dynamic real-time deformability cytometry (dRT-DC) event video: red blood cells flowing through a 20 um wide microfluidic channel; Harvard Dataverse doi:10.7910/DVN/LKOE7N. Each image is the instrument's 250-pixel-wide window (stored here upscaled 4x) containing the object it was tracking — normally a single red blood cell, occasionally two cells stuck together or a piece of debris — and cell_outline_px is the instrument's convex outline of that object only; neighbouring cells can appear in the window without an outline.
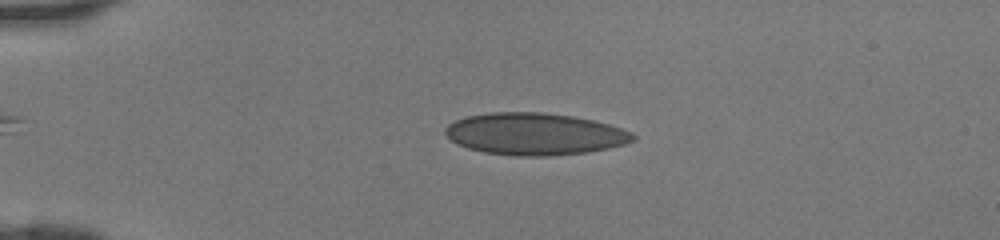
{"species": "human", "species_latin": "Homo sapiens", "temperature_condition": "room temperature", "stored_images_in_passage": 38, "camera_frame_rate_fps": 3000, "um_per_image_px": 0.085, "donor": {"sex": "female"}, "frame": {"image": 1, "passage_image": 8, "time_ms": 2.333, "image_size_px": [1000, 240], "cell_outline_px": [[636, 136], [632, 140], [624, 144], [608, 148], [588, 152], [548, 156], [516, 156], [484, 152], [468, 148], [452, 140], [444, 132], [444, 128], [448, 124], [456, 120], [468, 116], [492, 112], [540, 112], [572, 116], [592, 120], [608, 124], [632, 132]], "centroid_in_image_um": [45.44, 11.39], "position_along_channel_um": 39.6, "area_um2": 45.66}}
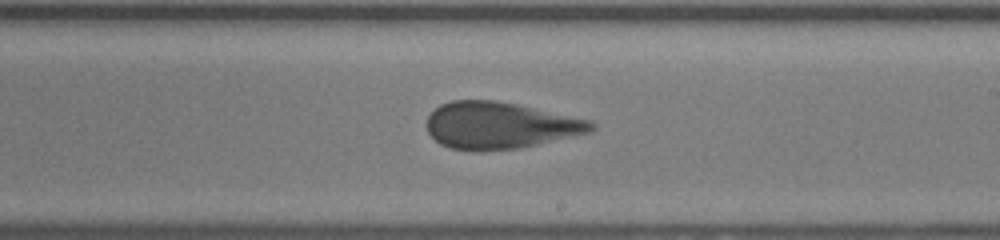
{"frame": {"image": 2, "passage_image": 25, "time_ms": 8.0, "image_size_px": [1000, 240], "cell_outline_px": [[596, 128], [592, 132], [520, 148], [472, 152], [448, 148], [440, 144], [428, 132], [428, 116], [440, 104], [452, 100], [496, 100], [516, 104], [592, 120], [596, 124]], "centroid_in_image_um": [42.51, 10.67], "position_along_channel_um": 246.5, "area_um2": 45.08}}
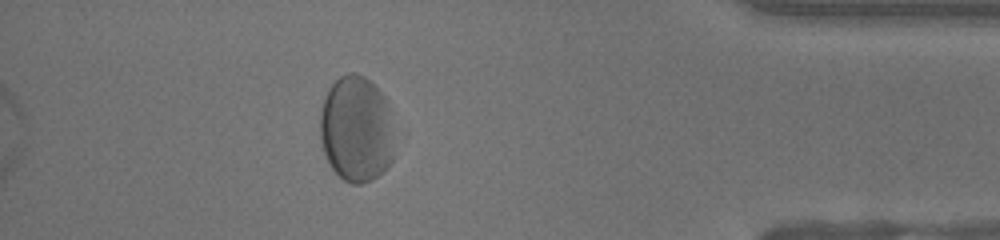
{"frame": {"image": 3, "passage_image": 38, "time_ms": 12.333, "image_size_px": [1000, 240], "cell_outline_px": [[392, 160], [372, 180], [360, 184], [352, 184], [344, 180], [332, 168], [324, 152], [320, 140], [320, 112], [328, 88], [340, 76], [348, 72], [356, 72], [364, 76], [388, 100], [392, 156]], "centroid_in_image_um": [30.24, 10.95], "position_along_channel_um": 405.0, "area_um2": 45.49}}